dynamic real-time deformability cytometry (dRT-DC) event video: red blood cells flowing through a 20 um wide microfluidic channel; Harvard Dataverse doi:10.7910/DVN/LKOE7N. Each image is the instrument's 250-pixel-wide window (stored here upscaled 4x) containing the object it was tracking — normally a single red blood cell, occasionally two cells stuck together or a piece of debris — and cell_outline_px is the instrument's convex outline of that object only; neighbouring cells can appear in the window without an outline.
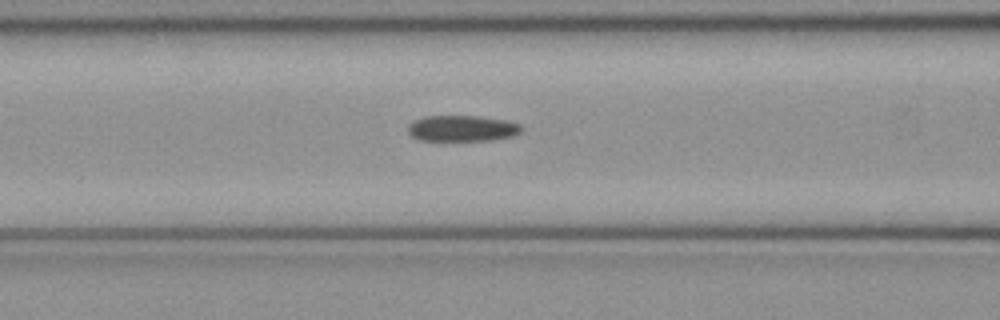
{"species": "common noctule bat (a hibernating species)", "species_latin": "Nyctalus noctula", "temperature_condition": "cold", "stored_images_in_passage": 45, "camera_frame_rate_fps": 3000, "um_per_image_px": 0.085, "animal": {"sex": "female", "body_mass_g": 21.9}, "frame": {"image": 1, "passage_image": 15, "time_ms": 4.667, "image_size_px": [1000, 320], "cell_outline_px": [[524, 128], [520, 132], [512, 136], [492, 140], [420, 140], [412, 136], [408, 132], [408, 124], [424, 116], [480, 116], [504, 120], [520, 124]], "centroid_in_image_um": [39.29, 10.91], "position_along_channel_um": 127.3, "area_um2": 17.11}}
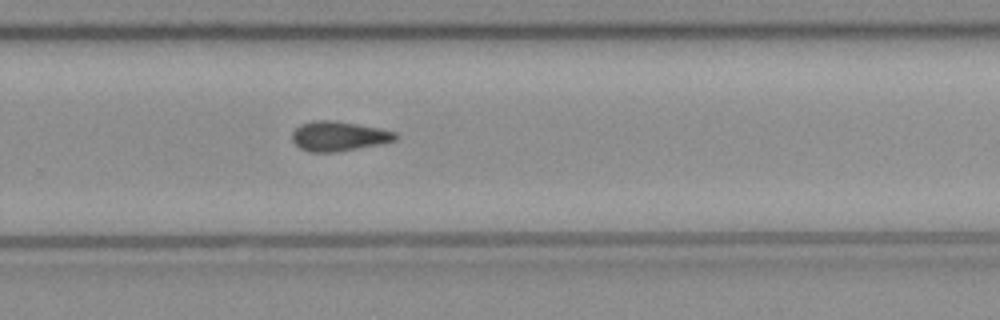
{"frame": {"image": 2, "passage_image": 28, "time_ms": 9.0, "image_size_px": [1000, 320], "cell_outline_px": [[396, 140], [380, 144], [336, 152], [308, 152], [300, 148], [292, 140], [292, 132], [300, 124], [312, 120], [336, 120], [396, 132]], "centroid_in_image_um": [28.74, 11.57], "position_along_channel_um": 301.1, "area_um2": 17.8}}
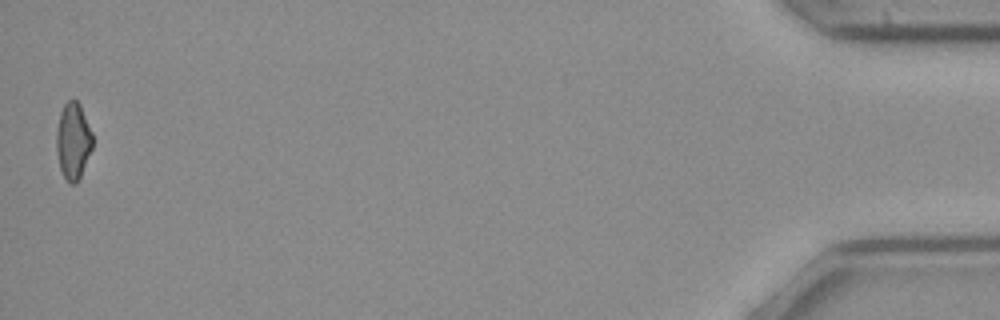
{"frame": {"image": 3, "passage_image": 45, "time_ms": 14.667, "image_size_px": [1000, 320], "cell_outline_px": [[92, 148], [80, 176], [76, 184], [68, 184], [60, 168], [56, 152], [56, 132], [60, 112], [64, 104], [68, 100], [76, 100], [80, 104], [92, 132]], "centroid_in_image_um": [6.2, 11.98], "position_along_channel_um": 429.0, "area_um2": 16.13}, "authors_computed_cell_mechanics": {"area_um2": 17.5712, "velocity_mm_per_s": 4.0119, "shape_relaxation_time_tau1_ms": null, "shape_relaxation_time_tau2_ms": 10.5054, "deformation_change_tau1": null, "deformation_change_tau2": 0.2168}}